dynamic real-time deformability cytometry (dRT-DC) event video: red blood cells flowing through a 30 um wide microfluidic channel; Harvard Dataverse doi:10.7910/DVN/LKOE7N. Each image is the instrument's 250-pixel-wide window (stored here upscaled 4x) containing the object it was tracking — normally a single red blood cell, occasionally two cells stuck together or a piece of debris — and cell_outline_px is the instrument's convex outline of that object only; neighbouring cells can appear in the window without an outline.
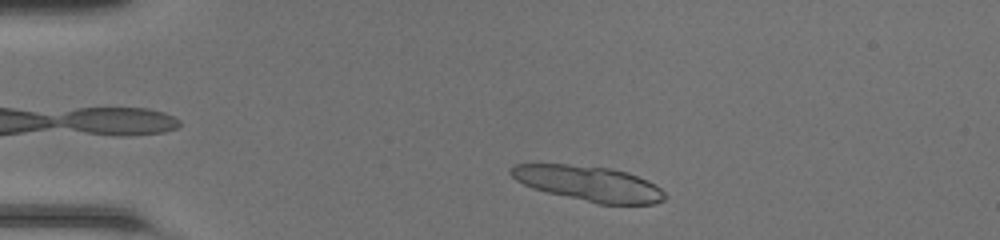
{"species": "common noctule bat (a hibernating species)", "species_latin": "Nyctalus noctula", "temperature_condition": "room temperature", "stored_images_in_passage": 41, "segment_of_instrument_passage": [1, 2], "camera_frame_rate_fps": 3000, "um_per_image_px": 0.085, "animal": {"sex": "female", "body_mass_g": 20.0, "forearm_length_mm": 54.0}, "frame": {"image": 1, "passage_image": 3, "time_ms": 0.667, "image_size_px": [1000, 240], "cell_outline_px": [[668, 196], [664, 200], [652, 204], [596, 204], [532, 188], [516, 180], [508, 172], [512, 164], [568, 164], [612, 168], [628, 172], [648, 180], [660, 188]], "centroid_in_image_um": [50.05, 15.6], "position_along_channel_um": 34.9, "area_um2": 31.73}}